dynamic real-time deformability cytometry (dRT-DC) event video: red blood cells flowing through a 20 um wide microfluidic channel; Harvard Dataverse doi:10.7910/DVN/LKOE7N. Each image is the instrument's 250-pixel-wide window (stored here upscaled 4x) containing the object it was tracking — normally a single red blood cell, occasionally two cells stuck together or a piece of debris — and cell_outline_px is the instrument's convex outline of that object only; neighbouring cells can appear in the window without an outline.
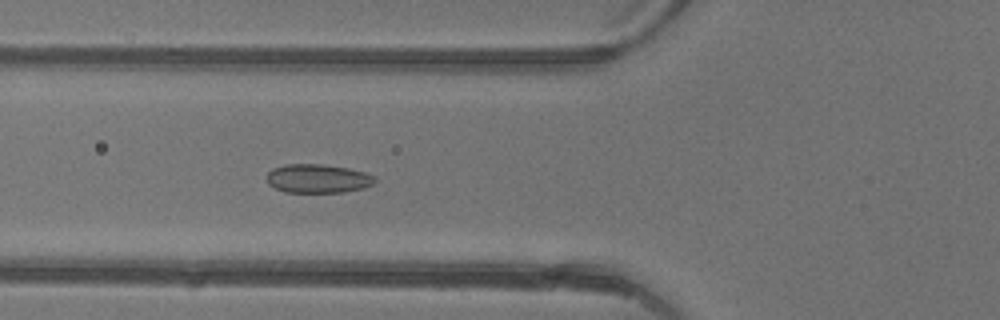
{"species": "common noctule bat (a hibernating species)", "species_latin": "Nyctalus noctula", "temperature_condition": "warm", "stored_images_in_passage": 42, "camera_frame_rate_fps": 3000, "um_per_image_px": 0.085, "animal": {"sex": "female"}, "frame": {"image": 1, "passage_image": 13, "time_ms": 4.0, "image_size_px": [1000, 320], "cell_outline_px": [[376, 180], [372, 184], [364, 188], [340, 192], [284, 192], [268, 184], [268, 172], [272, 168], [288, 164], [320, 164], [348, 168], [364, 172], [376, 176]], "centroid_in_image_um": [27.02, 15.17], "position_along_channel_um": 98.8, "area_um2": 18.03}}
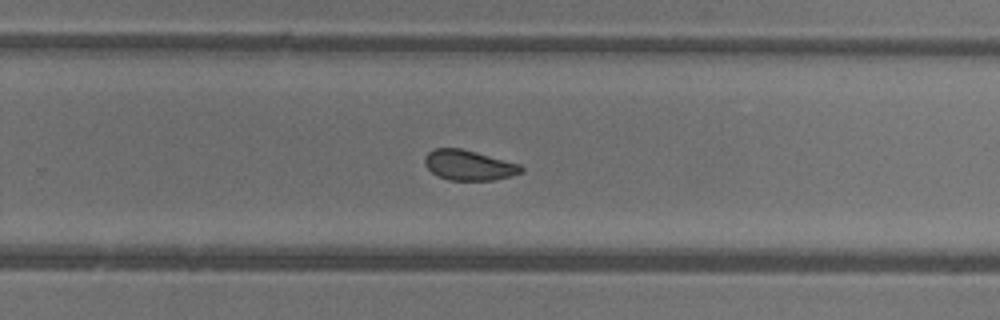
{"frame": {"image": 2, "passage_image": 26, "time_ms": 8.333, "image_size_px": [1000, 320], "cell_outline_px": [[524, 172], [492, 180], [448, 180], [436, 176], [424, 164], [424, 156], [432, 148], [460, 148], [476, 152], [520, 164], [524, 168]], "centroid_in_image_um": [39.82, 14.04], "position_along_channel_um": 290.0, "area_um2": 16.99}}
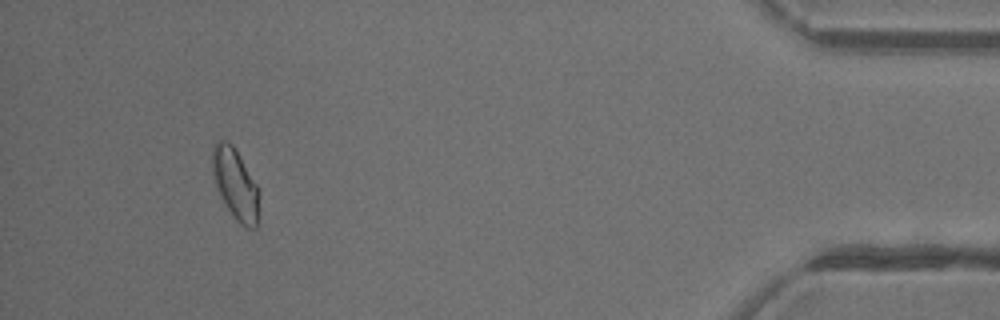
{"frame": {"image": 3, "passage_image": 39, "time_ms": 12.667, "image_size_px": [1000, 320], "cell_outline_px": [[260, 188], [256, 228], [248, 228], [240, 224], [236, 220], [220, 196], [212, 172], [212, 144], [216, 140], [228, 140], [232, 144]], "centroid_in_image_um": [20.01, 15.6], "position_along_channel_um": 415.2, "area_um2": 19.42}, "authors_computed_cell_mechanics": {"area_um2": 18.3804, "velocity_mm_per_s": 4.4072, "shape_relaxation_time_tau1_ms": null, "shape_relaxation_time_tau2_ms": 1.6254, "deformation_change_tau1": null, "deformation_change_tau2": 0.0556}}